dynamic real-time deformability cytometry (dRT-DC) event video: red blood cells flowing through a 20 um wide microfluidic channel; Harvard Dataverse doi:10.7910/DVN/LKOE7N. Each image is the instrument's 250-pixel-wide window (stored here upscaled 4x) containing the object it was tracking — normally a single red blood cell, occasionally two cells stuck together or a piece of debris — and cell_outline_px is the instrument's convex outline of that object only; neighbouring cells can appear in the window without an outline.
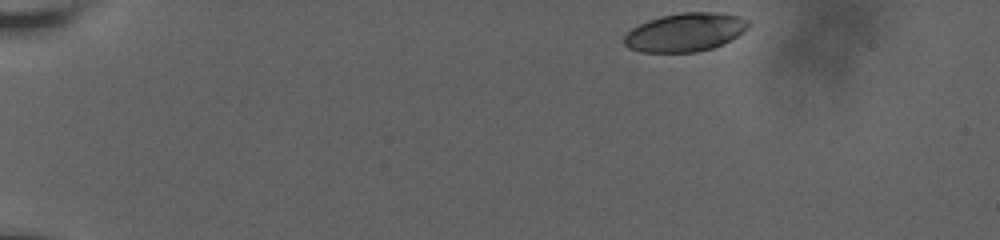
{"species": "human", "species_latin": "Homo sapiens", "temperature_condition": "room temperature", "stored_images_in_passage": 50, "camera_frame_rate_fps": 3000, "um_per_image_px": 0.085, "donor": {"sex": "male"}, "frame": {"image": 1, "passage_image": 1, "time_ms": 0.0, "image_size_px": [1000, 240], "cell_outline_px": [[748, 28], [744, 32], [732, 40], [724, 44], [712, 48], [696, 52], [640, 52], [628, 48], [624, 44], [624, 36], [632, 28], [648, 20], [660, 16], [680, 12], [720, 12], [740, 16], [748, 20]], "centroid_in_image_um": [58.26, 2.74], "position_along_channel_um": 26.7, "area_um2": 28.15}}
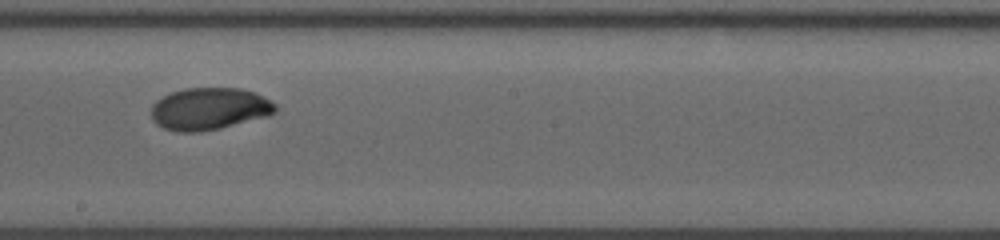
{"frame": {"image": 2, "passage_image": 27, "time_ms": 8.667, "image_size_px": [1000, 240], "cell_outline_px": [[276, 112], [268, 116], [220, 128], [200, 132], [180, 132], [164, 128], [156, 124], [152, 120], [152, 104], [156, 100], [172, 92], [184, 88], [240, 88], [256, 92], [272, 100], [276, 104]], "centroid_in_image_um": [17.81, 9.24], "position_along_channel_um": 230.4, "area_um2": 30.69}}
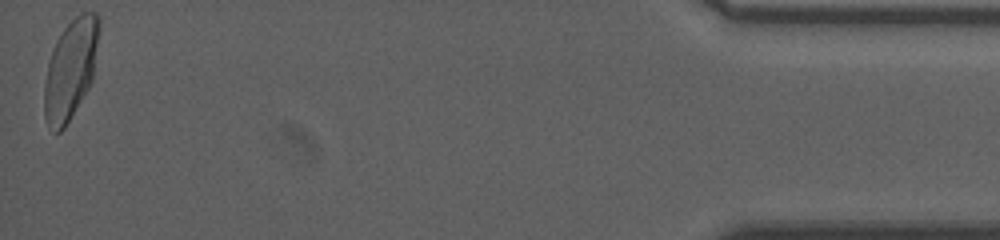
{"frame": {"image": 3, "passage_image": 50, "time_ms": 16.333, "image_size_px": [1000, 240], "cell_outline_px": [[100, 24], [92, 80], [88, 88], [64, 128], [60, 132], [56, 132], [48, 124], [44, 116], [44, 88], [48, 64], [56, 40], [64, 28], [80, 12], [96, 12], [100, 16]], "centroid_in_image_um": [6.01, 5.85], "position_along_channel_um": 429.2, "area_um2": 31.33}, "authors_computed_cell_mechanics": {"area_um2": 30.1716, "velocity_mm_per_s": 3.6545, "shape_relaxation_time_tau1_ms": 4.6263, "shape_relaxation_time_tau2_ms": 2.8149, "deformation_change_tau1": 0.1709, "deformation_change_tau2": 0.0241}}